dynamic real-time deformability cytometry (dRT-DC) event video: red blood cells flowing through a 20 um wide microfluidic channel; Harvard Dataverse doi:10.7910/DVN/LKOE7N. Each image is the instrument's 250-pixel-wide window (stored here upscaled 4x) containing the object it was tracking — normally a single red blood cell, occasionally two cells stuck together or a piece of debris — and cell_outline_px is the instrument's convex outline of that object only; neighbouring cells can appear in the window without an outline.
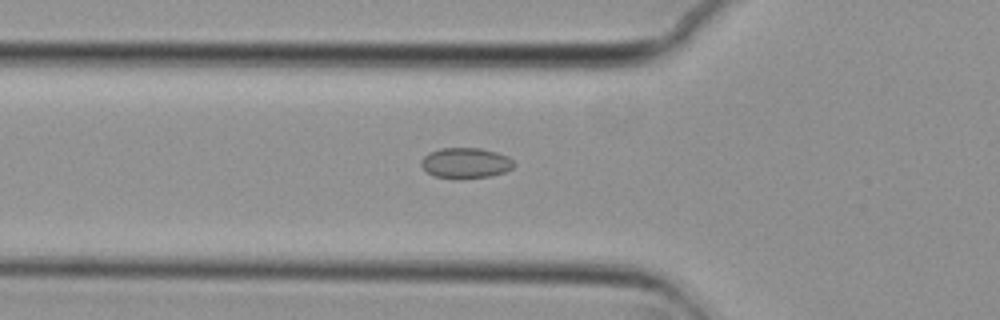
{"species": "common noctule bat (a hibernating species)", "species_latin": "Nyctalus noctula", "temperature_condition": "cold", "stored_images_in_passage": 50, "camera_frame_rate_fps": 3000, "um_per_image_px": 0.085, "animal": {"sex": "female", "body_mass_g": 29.2, "forearm_length_mm": 56.3}, "frame": {"image": 1, "passage_image": 15, "time_ms": 4.667, "image_size_px": [1000, 320], "cell_outline_px": [[516, 164], [512, 168], [504, 172], [488, 176], [460, 180], [436, 176], [428, 172], [420, 164], [420, 160], [428, 152], [440, 148], [480, 148], [496, 152], [508, 156]], "centroid_in_image_um": [39.57, 13.86], "position_along_channel_um": 86.2, "area_um2": 16.65}}
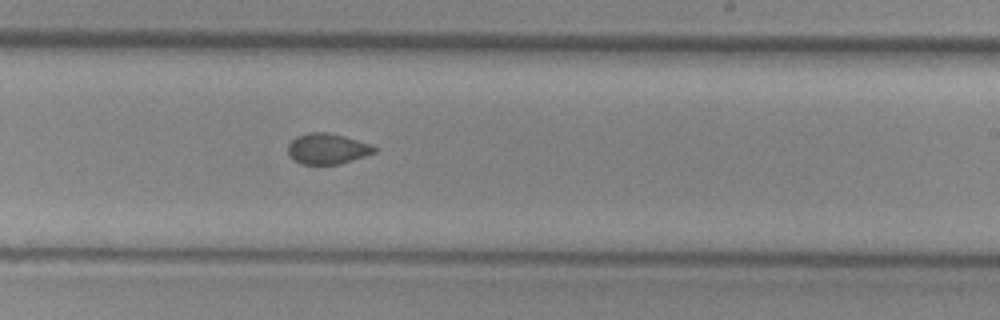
{"frame": {"image": 2, "passage_image": 29, "time_ms": 9.333, "image_size_px": [1000, 320], "cell_outline_px": [[376, 152], [340, 164], [300, 164], [288, 152], [288, 144], [296, 136], [308, 132], [328, 132], [344, 136], [372, 144], [376, 148]], "centroid_in_image_um": [27.84, 12.63], "position_along_channel_um": 261.2, "area_um2": 15.37}}
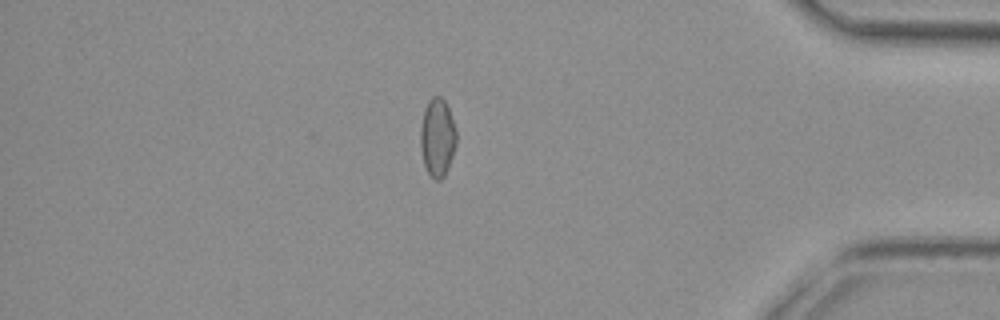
{"frame": {"image": 3, "passage_image": 43, "time_ms": 14.0, "image_size_px": [1000, 320], "cell_outline_px": [[456, 144], [448, 168], [444, 176], [440, 180], [436, 180], [428, 172], [424, 164], [420, 148], [420, 128], [424, 112], [428, 100], [432, 96], [440, 96], [444, 100], [448, 108], [456, 132]], "centroid_in_image_um": [37.16, 11.68], "position_along_channel_um": 398.0, "area_um2": 16.18}, "authors_computed_cell_mechanics": {"area_um2": 16.2418, "velocity_mm_per_s": 3.7427, "shape_relaxation_time_tau1_ms": null, "shape_relaxation_time_tau2_ms": 1.897, "deformation_change_tau1": null, "deformation_change_tau2": 0.0549}}